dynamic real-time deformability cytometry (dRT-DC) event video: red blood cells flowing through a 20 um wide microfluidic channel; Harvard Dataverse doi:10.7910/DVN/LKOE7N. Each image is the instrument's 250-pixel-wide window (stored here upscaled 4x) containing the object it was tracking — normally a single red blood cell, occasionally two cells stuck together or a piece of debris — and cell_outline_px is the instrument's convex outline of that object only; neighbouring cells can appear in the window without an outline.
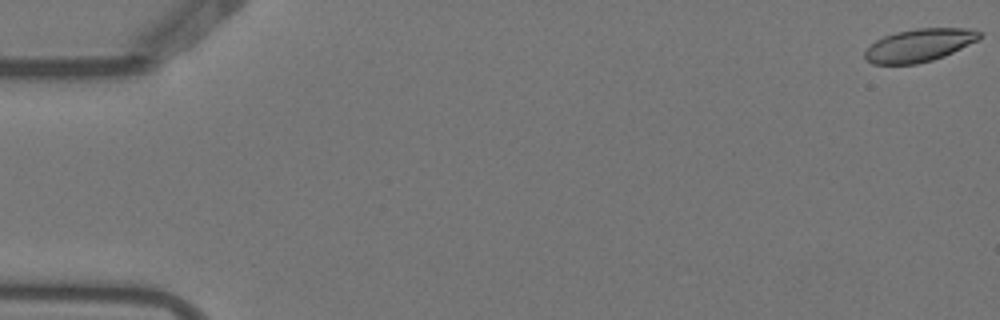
{"species": "Egyptian fruit bat (a non-hibernating species)", "species_latin": "Rousettus aegyptiacus", "temperature_condition": "warm", "stored_images_in_passage": 5, "camera_frame_rate_fps": 3000, "um_per_image_px": 0.085, "animal": {"sex": "female"}, "frame": {"image": 1, "passage_image": 1, "time_ms": 0.0, "image_size_px": [1000, 320], "cell_outline_px": [[984, 32], [976, 40], [944, 56], [932, 60], [916, 64], [872, 64], [864, 56], [864, 52], [876, 40], [884, 36], [896, 32], [916, 28], [972, 28]], "centroid_in_image_um": [78.14, 3.83], "position_along_channel_um": 6.9, "area_um2": 21.79}}
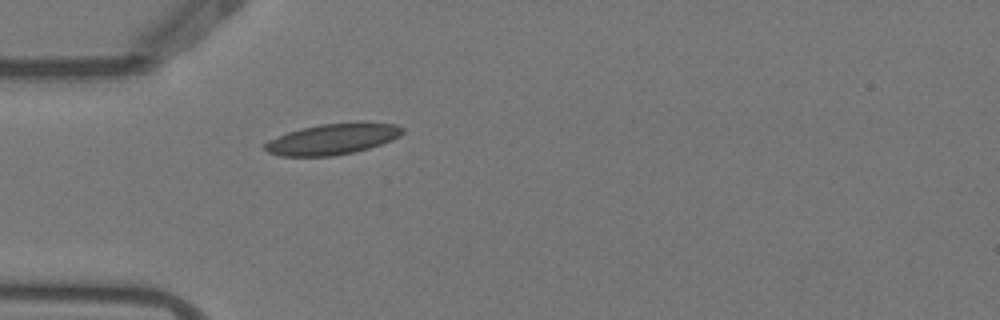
{"frame": {"image": 2, "passage_image": 5, "time_ms": 1.333, "image_size_px": [1000, 320], "cell_outline_px": [[404, 132], [400, 136], [392, 140], [368, 148], [352, 152], [332, 156], [280, 156], [268, 152], [264, 148], [264, 144], [268, 140], [288, 132], [300, 128], [320, 124], [396, 124], [404, 128]], "centroid_in_image_um": [28.21, 11.85], "position_along_channel_um": 56.8, "area_um2": 24.1}}